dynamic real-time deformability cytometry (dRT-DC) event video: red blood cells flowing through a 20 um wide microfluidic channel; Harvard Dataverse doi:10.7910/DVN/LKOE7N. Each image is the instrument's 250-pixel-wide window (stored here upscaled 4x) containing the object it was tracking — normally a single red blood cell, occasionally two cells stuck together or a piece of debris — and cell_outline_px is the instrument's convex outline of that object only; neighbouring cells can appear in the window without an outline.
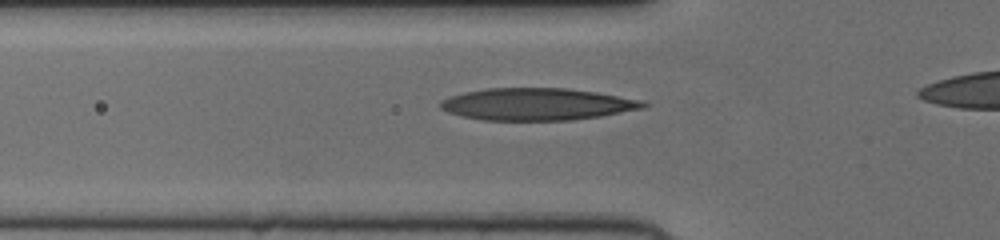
{"species": "human", "species_latin": "Homo sapiens", "temperature_condition": "cold", "stored_images_in_passage": 31, "camera_frame_rate_fps": 3000, "um_per_image_px": 0.085, "donor": {"sex": "female"}, "frame": {"image": 1, "passage_image": 6, "time_ms": 1.667, "image_size_px": [1000, 240], "cell_outline_px": [[648, 108], [600, 116], [572, 120], [484, 120], [464, 116], [448, 112], [440, 108], [440, 100], [448, 96], [464, 92], [488, 88], [568, 88], [596, 92], [644, 100], [648, 104]], "centroid_in_image_um": [45.69, 8.85], "position_along_channel_um": 80.1, "area_um2": 38.15}}
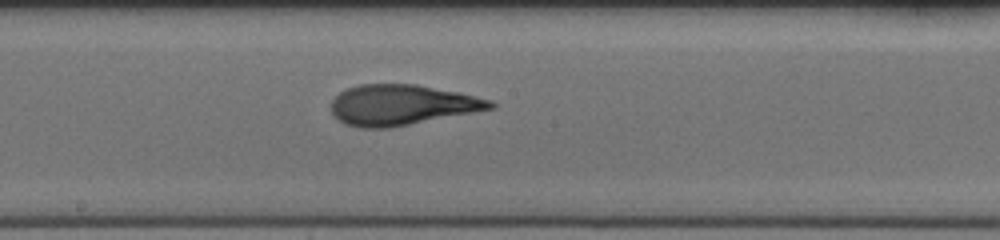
{"frame": {"image": 2, "passage_image": 16, "time_ms": 5.0, "image_size_px": [1000, 240], "cell_outline_px": [[496, 108], [388, 128], [360, 128], [344, 124], [332, 112], [332, 100], [340, 92], [348, 88], [360, 84], [416, 84], [456, 92], [492, 100], [496, 104]], "centroid_in_image_um": [34.15, 8.92], "position_along_channel_um": 214.1, "area_um2": 37.22}}
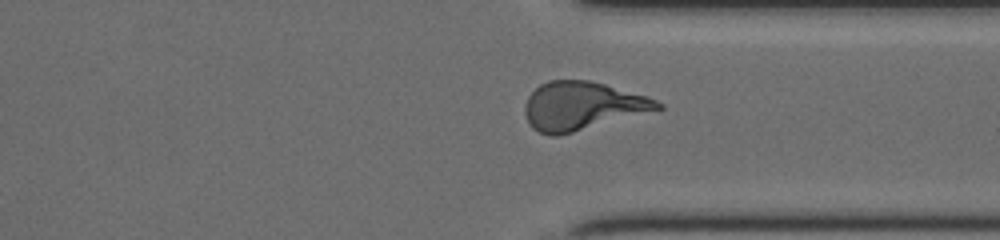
{"frame": {"image": 3, "passage_image": 27, "time_ms": 8.667, "image_size_px": [1000, 240], "cell_outline_px": [[664, 108], [572, 132], [556, 136], [548, 136], [532, 128], [528, 124], [524, 112], [524, 104], [528, 96], [540, 84], [548, 80], [588, 80], [604, 84], [644, 96], [656, 100], [664, 104]], "centroid_in_image_um": [49.42, 9.01], "position_along_channel_um": 362.0, "area_um2": 36.99}}